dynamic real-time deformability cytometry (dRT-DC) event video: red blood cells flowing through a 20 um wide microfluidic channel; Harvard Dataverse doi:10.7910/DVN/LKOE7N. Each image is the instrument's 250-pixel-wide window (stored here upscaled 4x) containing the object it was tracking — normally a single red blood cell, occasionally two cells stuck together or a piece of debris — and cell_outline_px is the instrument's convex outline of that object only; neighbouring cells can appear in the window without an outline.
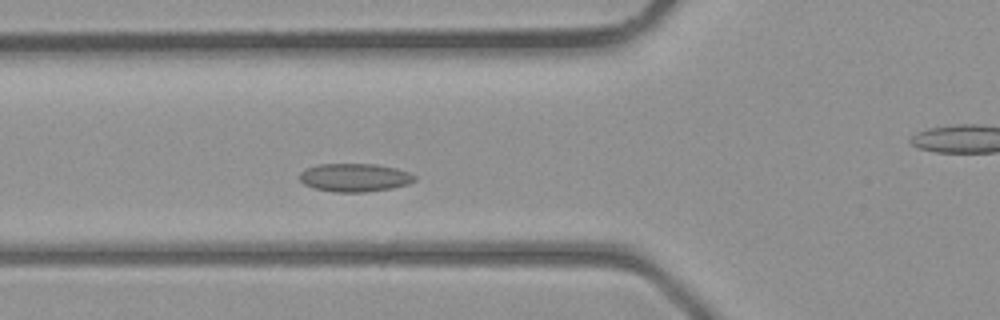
{"species": "common noctule bat (a hibernating species)", "species_latin": "Nyctalus noctula", "temperature_condition": "room temperature", "stored_images_in_passage": 30, "camera_frame_rate_fps": 3000, "um_per_image_px": 0.085, "animal": {"sex": "male", "body_mass_g": 23.1, "forearm_length_mm": 52.7}, "frame": {"image": 1, "passage_image": 3, "time_ms": 0.667, "image_size_px": [1000, 320], "cell_outline_px": [[416, 180], [408, 184], [392, 188], [364, 192], [332, 192], [312, 188], [304, 184], [300, 180], [300, 172], [304, 168], [316, 164], [376, 164], [396, 168], [408, 172], [416, 176]], "centroid_in_image_um": [30.11, 15.09], "position_along_channel_um": 95.7, "area_um2": 19.13}}
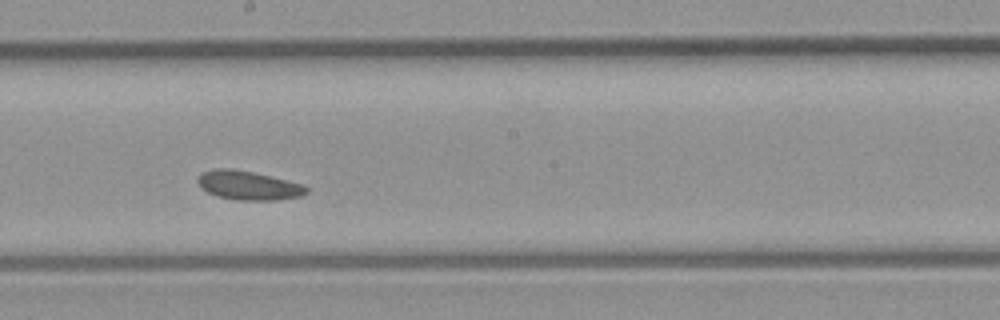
{"frame": {"image": 2, "passage_image": 11, "time_ms": 3.333, "image_size_px": [1000, 320], "cell_outline_px": [[308, 192], [300, 196], [276, 200], [236, 200], [220, 196], [208, 192], [196, 180], [200, 172], [216, 168], [232, 168], [252, 172], [304, 184], [308, 188]], "centroid_in_image_um": [21.12, 15.75], "position_along_channel_um": 227.1, "area_um2": 18.21}}
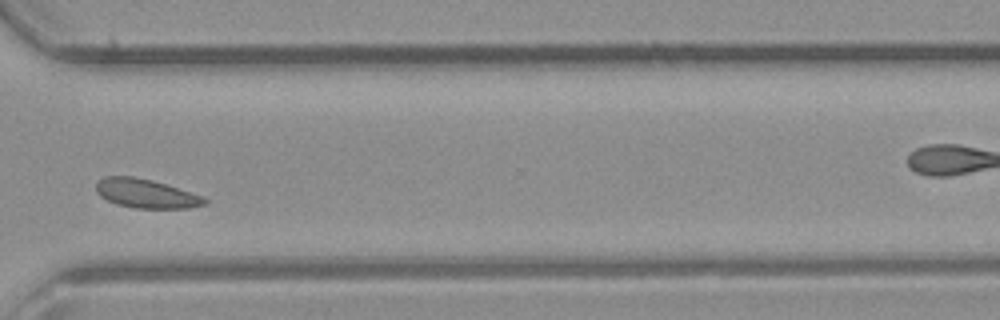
{"frame": {"image": 3, "passage_image": 19, "time_ms": 6.0, "image_size_px": [1000, 320], "cell_outline_px": [[208, 204], [188, 208], [136, 208], [116, 204], [100, 196], [96, 192], [96, 180], [104, 176], [132, 176], [152, 180], [204, 196], [208, 200]], "centroid_in_image_um": [12.41, 16.45], "position_along_channel_um": 358.2, "area_um2": 18.44}}